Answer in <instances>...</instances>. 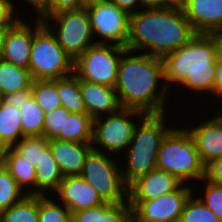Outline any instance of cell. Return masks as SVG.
<instances>
[{
  "label": "cell",
  "mask_w": 222,
  "mask_h": 222,
  "mask_svg": "<svg viewBox=\"0 0 222 222\" xmlns=\"http://www.w3.org/2000/svg\"><path fill=\"white\" fill-rule=\"evenodd\" d=\"M115 89L122 108L145 114L166 113L170 102L162 58L145 53L126 50L122 54Z\"/></svg>",
  "instance_id": "6da1fadb"
},
{
  "label": "cell",
  "mask_w": 222,
  "mask_h": 222,
  "mask_svg": "<svg viewBox=\"0 0 222 222\" xmlns=\"http://www.w3.org/2000/svg\"><path fill=\"white\" fill-rule=\"evenodd\" d=\"M196 34L180 4L140 9L129 14L126 49L163 58L188 43Z\"/></svg>",
  "instance_id": "7a4b0ae2"
},
{
  "label": "cell",
  "mask_w": 222,
  "mask_h": 222,
  "mask_svg": "<svg viewBox=\"0 0 222 222\" xmlns=\"http://www.w3.org/2000/svg\"><path fill=\"white\" fill-rule=\"evenodd\" d=\"M221 54L217 34L197 33L188 43L162 58L164 80L169 90L173 88L193 91L213 98L216 60ZM172 87V88H171ZM210 97V98H209Z\"/></svg>",
  "instance_id": "3957f363"
},
{
  "label": "cell",
  "mask_w": 222,
  "mask_h": 222,
  "mask_svg": "<svg viewBox=\"0 0 222 222\" xmlns=\"http://www.w3.org/2000/svg\"><path fill=\"white\" fill-rule=\"evenodd\" d=\"M166 116H168L167 112L166 114H146L136 125L133 138L124 152L126 153L124 159L127 160L123 161L126 163L125 169L123 164H120L122 179L127 187L137 178L156 169L160 145L174 127Z\"/></svg>",
  "instance_id": "277c9868"
},
{
  "label": "cell",
  "mask_w": 222,
  "mask_h": 222,
  "mask_svg": "<svg viewBox=\"0 0 222 222\" xmlns=\"http://www.w3.org/2000/svg\"><path fill=\"white\" fill-rule=\"evenodd\" d=\"M156 168L176 176L188 185L205 177V166L200 160L191 134L185 127H173L164 137Z\"/></svg>",
  "instance_id": "5b68a950"
},
{
  "label": "cell",
  "mask_w": 222,
  "mask_h": 222,
  "mask_svg": "<svg viewBox=\"0 0 222 222\" xmlns=\"http://www.w3.org/2000/svg\"><path fill=\"white\" fill-rule=\"evenodd\" d=\"M35 18L29 60V71L33 80H53L74 73L73 59L64 51L43 21Z\"/></svg>",
  "instance_id": "8992f818"
},
{
  "label": "cell",
  "mask_w": 222,
  "mask_h": 222,
  "mask_svg": "<svg viewBox=\"0 0 222 222\" xmlns=\"http://www.w3.org/2000/svg\"><path fill=\"white\" fill-rule=\"evenodd\" d=\"M118 160L121 159L92 149L85 159L80 174L92 185L104 202L111 204L128 202V187L123 182L119 165L121 161Z\"/></svg>",
  "instance_id": "52a82bcc"
},
{
  "label": "cell",
  "mask_w": 222,
  "mask_h": 222,
  "mask_svg": "<svg viewBox=\"0 0 222 222\" xmlns=\"http://www.w3.org/2000/svg\"><path fill=\"white\" fill-rule=\"evenodd\" d=\"M145 115L135 109L121 108L115 113L93 119V149L117 157L123 156L122 153L133 138L136 125Z\"/></svg>",
  "instance_id": "ba28073f"
},
{
  "label": "cell",
  "mask_w": 222,
  "mask_h": 222,
  "mask_svg": "<svg viewBox=\"0 0 222 222\" xmlns=\"http://www.w3.org/2000/svg\"><path fill=\"white\" fill-rule=\"evenodd\" d=\"M127 49L114 44L95 43L74 61L79 80L115 88L122 54Z\"/></svg>",
  "instance_id": "9c48e42d"
},
{
  "label": "cell",
  "mask_w": 222,
  "mask_h": 222,
  "mask_svg": "<svg viewBox=\"0 0 222 222\" xmlns=\"http://www.w3.org/2000/svg\"><path fill=\"white\" fill-rule=\"evenodd\" d=\"M43 23L73 61L96 43L86 8L57 13L47 17Z\"/></svg>",
  "instance_id": "30bf717a"
},
{
  "label": "cell",
  "mask_w": 222,
  "mask_h": 222,
  "mask_svg": "<svg viewBox=\"0 0 222 222\" xmlns=\"http://www.w3.org/2000/svg\"><path fill=\"white\" fill-rule=\"evenodd\" d=\"M86 9L96 43L126 48L129 35V14L126 11L111 1L94 4Z\"/></svg>",
  "instance_id": "8fae6325"
},
{
  "label": "cell",
  "mask_w": 222,
  "mask_h": 222,
  "mask_svg": "<svg viewBox=\"0 0 222 222\" xmlns=\"http://www.w3.org/2000/svg\"><path fill=\"white\" fill-rule=\"evenodd\" d=\"M195 187L197 186L183 184L178 190L156 199L128 202L132 209V217L137 222H179L186 201L193 192H198Z\"/></svg>",
  "instance_id": "7c38bea8"
},
{
  "label": "cell",
  "mask_w": 222,
  "mask_h": 222,
  "mask_svg": "<svg viewBox=\"0 0 222 222\" xmlns=\"http://www.w3.org/2000/svg\"><path fill=\"white\" fill-rule=\"evenodd\" d=\"M220 109V110H219ZM211 118L198 119V123L193 126L184 124L191 134L200 160L206 166L211 161L222 156V108L219 107ZM205 119V121H204Z\"/></svg>",
  "instance_id": "4fadbf2b"
},
{
  "label": "cell",
  "mask_w": 222,
  "mask_h": 222,
  "mask_svg": "<svg viewBox=\"0 0 222 222\" xmlns=\"http://www.w3.org/2000/svg\"><path fill=\"white\" fill-rule=\"evenodd\" d=\"M184 183L160 169L151 170L128 186V202H142L178 190Z\"/></svg>",
  "instance_id": "5bb4252c"
},
{
  "label": "cell",
  "mask_w": 222,
  "mask_h": 222,
  "mask_svg": "<svg viewBox=\"0 0 222 222\" xmlns=\"http://www.w3.org/2000/svg\"><path fill=\"white\" fill-rule=\"evenodd\" d=\"M52 195L54 199L59 197L57 201L63 203L71 213L105 203L92 185L80 175L64 176L58 189Z\"/></svg>",
  "instance_id": "9a60e30c"
},
{
  "label": "cell",
  "mask_w": 222,
  "mask_h": 222,
  "mask_svg": "<svg viewBox=\"0 0 222 222\" xmlns=\"http://www.w3.org/2000/svg\"><path fill=\"white\" fill-rule=\"evenodd\" d=\"M179 4L196 33L222 32V0H181Z\"/></svg>",
  "instance_id": "2e32d148"
},
{
  "label": "cell",
  "mask_w": 222,
  "mask_h": 222,
  "mask_svg": "<svg viewBox=\"0 0 222 222\" xmlns=\"http://www.w3.org/2000/svg\"><path fill=\"white\" fill-rule=\"evenodd\" d=\"M20 17L8 31L0 58L18 67L29 69L33 41V25ZM31 23V24H30Z\"/></svg>",
  "instance_id": "e0dca14e"
},
{
  "label": "cell",
  "mask_w": 222,
  "mask_h": 222,
  "mask_svg": "<svg viewBox=\"0 0 222 222\" xmlns=\"http://www.w3.org/2000/svg\"><path fill=\"white\" fill-rule=\"evenodd\" d=\"M80 90L86 113L93 119L115 113L122 108L116 89L113 87L80 80Z\"/></svg>",
  "instance_id": "ac0fdd59"
},
{
  "label": "cell",
  "mask_w": 222,
  "mask_h": 222,
  "mask_svg": "<svg viewBox=\"0 0 222 222\" xmlns=\"http://www.w3.org/2000/svg\"><path fill=\"white\" fill-rule=\"evenodd\" d=\"M54 159L57 161L63 176L80 175L92 143L70 142L59 139L48 141Z\"/></svg>",
  "instance_id": "d6986e66"
},
{
  "label": "cell",
  "mask_w": 222,
  "mask_h": 222,
  "mask_svg": "<svg viewBox=\"0 0 222 222\" xmlns=\"http://www.w3.org/2000/svg\"><path fill=\"white\" fill-rule=\"evenodd\" d=\"M0 162L26 195H35V166L26 161L13 147L0 150Z\"/></svg>",
  "instance_id": "ffe728a7"
},
{
  "label": "cell",
  "mask_w": 222,
  "mask_h": 222,
  "mask_svg": "<svg viewBox=\"0 0 222 222\" xmlns=\"http://www.w3.org/2000/svg\"><path fill=\"white\" fill-rule=\"evenodd\" d=\"M132 217L128 202L111 204L105 202L72 213V222H127Z\"/></svg>",
  "instance_id": "44dd1931"
},
{
  "label": "cell",
  "mask_w": 222,
  "mask_h": 222,
  "mask_svg": "<svg viewBox=\"0 0 222 222\" xmlns=\"http://www.w3.org/2000/svg\"><path fill=\"white\" fill-rule=\"evenodd\" d=\"M35 173V195H52L63 180L64 176L49 146L41 153V159L35 167ZM47 192L51 193L48 194Z\"/></svg>",
  "instance_id": "7402d4cb"
},
{
  "label": "cell",
  "mask_w": 222,
  "mask_h": 222,
  "mask_svg": "<svg viewBox=\"0 0 222 222\" xmlns=\"http://www.w3.org/2000/svg\"><path fill=\"white\" fill-rule=\"evenodd\" d=\"M21 112L18 108L0 103V150L13 147L24 136L21 126Z\"/></svg>",
  "instance_id": "603a6c76"
},
{
  "label": "cell",
  "mask_w": 222,
  "mask_h": 222,
  "mask_svg": "<svg viewBox=\"0 0 222 222\" xmlns=\"http://www.w3.org/2000/svg\"><path fill=\"white\" fill-rule=\"evenodd\" d=\"M33 77L29 69L18 67L0 58V94L31 89Z\"/></svg>",
  "instance_id": "cb8c5ba5"
},
{
  "label": "cell",
  "mask_w": 222,
  "mask_h": 222,
  "mask_svg": "<svg viewBox=\"0 0 222 222\" xmlns=\"http://www.w3.org/2000/svg\"><path fill=\"white\" fill-rule=\"evenodd\" d=\"M60 140L92 143L93 118L87 113H70L68 117H65Z\"/></svg>",
  "instance_id": "d4e9b609"
},
{
  "label": "cell",
  "mask_w": 222,
  "mask_h": 222,
  "mask_svg": "<svg viewBox=\"0 0 222 222\" xmlns=\"http://www.w3.org/2000/svg\"><path fill=\"white\" fill-rule=\"evenodd\" d=\"M56 87L62 107H65L70 113H86L84 99L80 90V80L74 73L56 79Z\"/></svg>",
  "instance_id": "484cf974"
},
{
  "label": "cell",
  "mask_w": 222,
  "mask_h": 222,
  "mask_svg": "<svg viewBox=\"0 0 222 222\" xmlns=\"http://www.w3.org/2000/svg\"><path fill=\"white\" fill-rule=\"evenodd\" d=\"M0 222H38V195H26L0 212Z\"/></svg>",
  "instance_id": "4316f807"
},
{
  "label": "cell",
  "mask_w": 222,
  "mask_h": 222,
  "mask_svg": "<svg viewBox=\"0 0 222 222\" xmlns=\"http://www.w3.org/2000/svg\"><path fill=\"white\" fill-rule=\"evenodd\" d=\"M31 91L33 98L45 113L62 106L56 87V79L33 80Z\"/></svg>",
  "instance_id": "83f0119b"
},
{
  "label": "cell",
  "mask_w": 222,
  "mask_h": 222,
  "mask_svg": "<svg viewBox=\"0 0 222 222\" xmlns=\"http://www.w3.org/2000/svg\"><path fill=\"white\" fill-rule=\"evenodd\" d=\"M23 136H42L45 112L32 97L21 108Z\"/></svg>",
  "instance_id": "f1b7e54d"
},
{
  "label": "cell",
  "mask_w": 222,
  "mask_h": 222,
  "mask_svg": "<svg viewBox=\"0 0 222 222\" xmlns=\"http://www.w3.org/2000/svg\"><path fill=\"white\" fill-rule=\"evenodd\" d=\"M50 197L38 195V222H72L70 210Z\"/></svg>",
  "instance_id": "f546056e"
},
{
  "label": "cell",
  "mask_w": 222,
  "mask_h": 222,
  "mask_svg": "<svg viewBox=\"0 0 222 222\" xmlns=\"http://www.w3.org/2000/svg\"><path fill=\"white\" fill-rule=\"evenodd\" d=\"M26 193L0 162V212L20 202Z\"/></svg>",
  "instance_id": "4dcf8cb0"
},
{
  "label": "cell",
  "mask_w": 222,
  "mask_h": 222,
  "mask_svg": "<svg viewBox=\"0 0 222 222\" xmlns=\"http://www.w3.org/2000/svg\"><path fill=\"white\" fill-rule=\"evenodd\" d=\"M179 222H222L193 192L184 206Z\"/></svg>",
  "instance_id": "1f68e13d"
},
{
  "label": "cell",
  "mask_w": 222,
  "mask_h": 222,
  "mask_svg": "<svg viewBox=\"0 0 222 222\" xmlns=\"http://www.w3.org/2000/svg\"><path fill=\"white\" fill-rule=\"evenodd\" d=\"M49 146L43 136H25L13 148L33 166L41 159V153Z\"/></svg>",
  "instance_id": "d6a6232c"
},
{
  "label": "cell",
  "mask_w": 222,
  "mask_h": 222,
  "mask_svg": "<svg viewBox=\"0 0 222 222\" xmlns=\"http://www.w3.org/2000/svg\"><path fill=\"white\" fill-rule=\"evenodd\" d=\"M201 181V182H200ZM197 182V186L201 183L203 184L200 191V195L195 194L200 201L206 205L213 213L222 220V185L212 183L205 178ZM205 183H204V182ZM204 188V189H203Z\"/></svg>",
  "instance_id": "836d02e7"
},
{
  "label": "cell",
  "mask_w": 222,
  "mask_h": 222,
  "mask_svg": "<svg viewBox=\"0 0 222 222\" xmlns=\"http://www.w3.org/2000/svg\"><path fill=\"white\" fill-rule=\"evenodd\" d=\"M69 115L70 112L62 106L49 113H45L42 136L48 141L52 139L60 140V132H63L65 117Z\"/></svg>",
  "instance_id": "e575fe53"
},
{
  "label": "cell",
  "mask_w": 222,
  "mask_h": 222,
  "mask_svg": "<svg viewBox=\"0 0 222 222\" xmlns=\"http://www.w3.org/2000/svg\"><path fill=\"white\" fill-rule=\"evenodd\" d=\"M81 8H83L81 0H42L34 10H36L35 17L44 21L57 13Z\"/></svg>",
  "instance_id": "d590c367"
},
{
  "label": "cell",
  "mask_w": 222,
  "mask_h": 222,
  "mask_svg": "<svg viewBox=\"0 0 222 222\" xmlns=\"http://www.w3.org/2000/svg\"><path fill=\"white\" fill-rule=\"evenodd\" d=\"M14 0H0V24H14L21 16L17 14ZM16 5V6H15Z\"/></svg>",
  "instance_id": "8d00e7d4"
},
{
  "label": "cell",
  "mask_w": 222,
  "mask_h": 222,
  "mask_svg": "<svg viewBox=\"0 0 222 222\" xmlns=\"http://www.w3.org/2000/svg\"><path fill=\"white\" fill-rule=\"evenodd\" d=\"M33 97L31 89H24L14 93L2 95V102L15 108H21L24 103L28 102Z\"/></svg>",
  "instance_id": "74e56055"
},
{
  "label": "cell",
  "mask_w": 222,
  "mask_h": 222,
  "mask_svg": "<svg viewBox=\"0 0 222 222\" xmlns=\"http://www.w3.org/2000/svg\"><path fill=\"white\" fill-rule=\"evenodd\" d=\"M204 178L212 183L222 185V156L205 166Z\"/></svg>",
  "instance_id": "f35d334b"
},
{
  "label": "cell",
  "mask_w": 222,
  "mask_h": 222,
  "mask_svg": "<svg viewBox=\"0 0 222 222\" xmlns=\"http://www.w3.org/2000/svg\"><path fill=\"white\" fill-rule=\"evenodd\" d=\"M213 97H215L216 103H218V101H222V54H220V56L216 60V74L213 87Z\"/></svg>",
  "instance_id": "ab89813d"
},
{
  "label": "cell",
  "mask_w": 222,
  "mask_h": 222,
  "mask_svg": "<svg viewBox=\"0 0 222 222\" xmlns=\"http://www.w3.org/2000/svg\"><path fill=\"white\" fill-rule=\"evenodd\" d=\"M119 9L126 11L128 14L136 13L141 9V0H110ZM140 6V7H139Z\"/></svg>",
  "instance_id": "60d3db41"
},
{
  "label": "cell",
  "mask_w": 222,
  "mask_h": 222,
  "mask_svg": "<svg viewBox=\"0 0 222 222\" xmlns=\"http://www.w3.org/2000/svg\"><path fill=\"white\" fill-rule=\"evenodd\" d=\"M175 0H141V9H158L175 6Z\"/></svg>",
  "instance_id": "b9f144b4"
},
{
  "label": "cell",
  "mask_w": 222,
  "mask_h": 222,
  "mask_svg": "<svg viewBox=\"0 0 222 222\" xmlns=\"http://www.w3.org/2000/svg\"><path fill=\"white\" fill-rule=\"evenodd\" d=\"M13 24H0V56L3 51L6 35Z\"/></svg>",
  "instance_id": "7bdbcfd3"
},
{
  "label": "cell",
  "mask_w": 222,
  "mask_h": 222,
  "mask_svg": "<svg viewBox=\"0 0 222 222\" xmlns=\"http://www.w3.org/2000/svg\"><path fill=\"white\" fill-rule=\"evenodd\" d=\"M110 0H81L83 8H87L89 6H92L94 4L108 2Z\"/></svg>",
  "instance_id": "ee69618b"
},
{
  "label": "cell",
  "mask_w": 222,
  "mask_h": 222,
  "mask_svg": "<svg viewBox=\"0 0 222 222\" xmlns=\"http://www.w3.org/2000/svg\"><path fill=\"white\" fill-rule=\"evenodd\" d=\"M23 1L25 2V4L27 3L28 6L30 4L34 9L42 2V0H23Z\"/></svg>",
  "instance_id": "f6af8a7d"
},
{
  "label": "cell",
  "mask_w": 222,
  "mask_h": 222,
  "mask_svg": "<svg viewBox=\"0 0 222 222\" xmlns=\"http://www.w3.org/2000/svg\"><path fill=\"white\" fill-rule=\"evenodd\" d=\"M219 36L220 39V43H221V54H222V32L217 34Z\"/></svg>",
  "instance_id": "bcb514c9"
},
{
  "label": "cell",
  "mask_w": 222,
  "mask_h": 222,
  "mask_svg": "<svg viewBox=\"0 0 222 222\" xmlns=\"http://www.w3.org/2000/svg\"><path fill=\"white\" fill-rule=\"evenodd\" d=\"M127 222H137L133 217H131Z\"/></svg>",
  "instance_id": "7dc6e473"
}]
</instances>
